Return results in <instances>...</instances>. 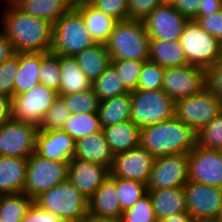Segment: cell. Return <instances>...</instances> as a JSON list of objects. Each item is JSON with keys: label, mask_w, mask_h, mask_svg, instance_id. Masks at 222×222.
Instances as JSON below:
<instances>
[{"label": "cell", "mask_w": 222, "mask_h": 222, "mask_svg": "<svg viewBox=\"0 0 222 222\" xmlns=\"http://www.w3.org/2000/svg\"><path fill=\"white\" fill-rule=\"evenodd\" d=\"M2 31L16 53L50 52L53 24L45 19L23 13L15 5L6 6L1 12Z\"/></svg>", "instance_id": "1"}, {"label": "cell", "mask_w": 222, "mask_h": 222, "mask_svg": "<svg viewBox=\"0 0 222 222\" xmlns=\"http://www.w3.org/2000/svg\"><path fill=\"white\" fill-rule=\"evenodd\" d=\"M196 144V133L176 116L140 129V146L155 158L188 154Z\"/></svg>", "instance_id": "2"}, {"label": "cell", "mask_w": 222, "mask_h": 222, "mask_svg": "<svg viewBox=\"0 0 222 222\" xmlns=\"http://www.w3.org/2000/svg\"><path fill=\"white\" fill-rule=\"evenodd\" d=\"M149 36L143 21H118L110 33L106 48L111 60L149 59Z\"/></svg>", "instance_id": "3"}, {"label": "cell", "mask_w": 222, "mask_h": 222, "mask_svg": "<svg viewBox=\"0 0 222 222\" xmlns=\"http://www.w3.org/2000/svg\"><path fill=\"white\" fill-rule=\"evenodd\" d=\"M33 202L64 222L79 221L88 215V199L68 179L40 193Z\"/></svg>", "instance_id": "4"}, {"label": "cell", "mask_w": 222, "mask_h": 222, "mask_svg": "<svg viewBox=\"0 0 222 222\" xmlns=\"http://www.w3.org/2000/svg\"><path fill=\"white\" fill-rule=\"evenodd\" d=\"M95 44L84 19L75 8H71L53 24L51 52L57 55L75 57Z\"/></svg>", "instance_id": "5"}, {"label": "cell", "mask_w": 222, "mask_h": 222, "mask_svg": "<svg viewBox=\"0 0 222 222\" xmlns=\"http://www.w3.org/2000/svg\"><path fill=\"white\" fill-rule=\"evenodd\" d=\"M130 94V121L140 128L175 116V101L162 89L153 91L136 89Z\"/></svg>", "instance_id": "6"}, {"label": "cell", "mask_w": 222, "mask_h": 222, "mask_svg": "<svg viewBox=\"0 0 222 222\" xmlns=\"http://www.w3.org/2000/svg\"><path fill=\"white\" fill-rule=\"evenodd\" d=\"M187 63L208 69L222 61V46L194 20H189L179 39Z\"/></svg>", "instance_id": "7"}, {"label": "cell", "mask_w": 222, "mask_h": 222, "mask_svg": "<svg viewBox=\"0 0 222 222\" xmlns=\"http://www.w3.org/2000/svg\"><path fill=\"white\" fill-rule=\"evenodd\" d=\"M69 162L49 160L34 152L27 159V171L23 193L34 199L68 179Z\"/></svg>", "instance_id": "8"}, {"label": "cell", "mask_w": 222, "mask_h": 222, "mask_svg": "<svg viewBox=\"0 0 222 222\" xmlns=\"http://www.w3.org/2000/svg\"><path fill=\"white\" fill-rule=\"evenodd\" d=\"M222 111V100L207 87L200 93L175 101V116L195 133Z\"/></svg>", "instance_id": "9"}, {"label": "cell", "mask_w": 222, "mask_h": 222, "mask_svg": "<svg viewBox=\"0 0 222 222\" xmlns=\"http://www.w3.org/2000/svg\"><path fill=\"white\" fill-rule=\"evenodd\" d=\"M58 96L57 91L41 83L37 84L31 90L12 97L11 118L39 127L46 112Z\"/></svg>", "instance_id": "10"}, {"label": "cell", "mask_w": 222, "mask_h": 222, "mask_svg": "<svg viewBox=\"0 0 222 222\" xmlns=\"http://www.w3.org/2000/svg\"><path fill=\"white\" fill-rule=\"evenodd\" d=\"M39 127L8 119L0 125V156L28 159L36 150Z\"/></svg>", "instance_id": "11"}, {"label": "cell", "mask_w": 222, "mask_h": 222, "mask_svg": "<svg viewBox=\"0 0 222 222\" xmlns=\"http://www.w3.org/2000/svg\"><path fill=\"white\" fill-rule=\"evenodd\" d=\"M206 88V69L195 65L167 67L162 90L174 101L200 93Z\"/></svg>", "instance_id": "12"}, {"label": "cell", "mask_w": 222, "mask_h": 222, "mask_svg": "<svg viewBox=\"0 0 222 222\" xmlns=\"http://www.w3.org/2000/svg\"><path fill=\"white\" fill-rule=\"evenodd\" d=\"M184 190L187 212L195 222L217 219L222 206V188L188 181Z\"/></svg>", "instance_id": "13"}, {"label": "cell", "mask_w": 222, "mask_h": 222, "mask_svg": "<svg viewBox=\"0 0 222 222\" xmlns=\"http://www.w3.org/2000/svg\"><path fill=\"white\" fill-rule=\"evenodd\" d=\"M189 181L222 188V150L199 145L188 153Z\"/></svg>", "instance_id": "14"}, {"label": "cell", "mask_w": 222, "mask_h": 222, "mask_svg": "<svg viewBox=\"0 0 222 222\" xmlns=\"http://www.w3.org/2000/svg\"><path fill=\"white\" fill-rule=\"evenodd\" d=\"M189 181L188 154L156 157L147 190L184 186Z\"/></svg>", "instance_id": "15"}, {"label": "cell", "mask_w": 222, "mask_h": 222, "mask_svg": "<svg viewBox=\"0 0 222 222\" xmlns=\"http://www.w3.org/2000/svg\"><path fill=\"white\" fill-rule=\"evenodd\" d=\"M189 20L171 5H159L144 20L150 40L179 41Z\"/></svg>", "instance_id": "16"}, {"label": "cell", "mask_w": 222, "mask_h": 222, "mask_svg": "<svg viewBox=\"0 0 222 222\" xmlns=\"http://www.w3.org/2000/svg\"><path fill=\"white\" fill-rule=\"evenodd\" d=\"M155 157L138 146L114 155L110 174L114 177L131 179L148 184Z\"/></svg>", "instance_id": "17"}, {"label": "cell", "mask_w": 222, "mask_h": 222, "mask_svg": "<svg viewBox=\"0 0 222 222\" xmlns=\"http://www.w3.org/2000/svg\"><path fill=\"white\" fill-rule=\"evenodd\" d=\"M110 170L99 164L72 158L68 165V180L89 199L109 176Z\"/></svg>", "instance_id": "18"}, {"label": "cell", "mask_w": 222, "mask_h": 222, "mask_svg": "<svg viewBox=\"0 0 222 222\" xmlns=\"http://www.w3.org/2000/svg\"><path fill=\"white\" fill-rule=\"evenodd\" d=\"M76 141L65 131L39 130L35 152L49 160L69 162L75 154Z\"/></svg>", "instance_id": "19"}, {"label": "cell", "mask_w": 222, "mask_h": 222, "mask_svg": "<svg viewBox=\"0 0 222 222\" xmlns=\"http://www.w3.org/2000/svg\"><path fill=\"white\" fill-rule=\"evenodd\" d=\"M73 158L103 165L110 170L114 155L101 130L100 132L89 134L78 139L75 143V154Z\"/></svg>", "instance_id": "20"}, {"label": "cell", "mask_w": 222, "mask_h": 222, "mask_svg": "<svg viewBox=\"0 0 222 222\" xmlns=\"http://www.w3.org/2000/svg\"><path fill=\"white\" fill-rule=\"evenodd\" d=\"M88 214L99 217H122L123 211L116 193V177L109 174L88 199Z\"/></svg>", "instance_id": "21"}, {"label": "cell", "mask_w": 222, "mask_h": 222, "mask_svg": "<svg viewBox=\"0 0 222 222\" xmlns=\"http://www.w3.org/2000/svg\"><path fill=\"white\" fill-rule=\"evenodd\" d=\"M147 191L157 220L187 212L184 186Z\"/></svg>", "instance_id": "22"}, {"label": "cell", "mask_w": 222, "mask_h": 222, "mask_svg": "<svg viewBox=\"0 0 222 222\" xmlns=\"http://www.w3.org/2000/svg\"><path fill=\"white\" fill-rule=\"evenodd\" d=\"M27 159L0 156V195L23 193Z\"/></svg>", "instance_id": "23"}, {"label": "cell", "mask_w": 222, "mask_h": 222, "mask_svg": "<svg viewBox=\"0 0 222 222\" xmlns=\"http://www.w3.org/2000/svg\"><path fill=\"white\" fill-rule=\"evenodd\" d=\"M140 127L132 121L103 127L102 131L113 155L140 146Z\"/></svg>", "instance_id": "24"}, {"label": "cell", "mask_w": 222, "mask_h": 222, "mask_svg": "<svg viewBox=\"0 0 222 222\" xmlns=\"http://www.w3.org/2000/svg\"><path fill=\"white\" fill-rule=\"evenodd\" d=\"M59 67L61 80L58 95L75 94L92 88L75 57L59 55Z\"/></svg>", "instance_id": "25"}, {"label": "cell", "mask_w": 222, "mask_h": 222, "mask_svg": "<svg viewBox=\"0 0 222 222\" xmlns=\"http://www.w3.org/2000/svg\"><path fill=\"white\" fill-rule=\"evenodd\" d=\"M75 9L84 19L86 28L93 40L99 44H106L118 20L105 14L92 4L82 5Z\"/></svg>", "instance_id": "26"}, {"label": "cell", "mask_w": 222, "mask_h": 222, "mask_svg": "<svg viewBox=\"0 0 222 222\" xmlns=\"http://www.w3.org/2000/svg\"><path fill=\"white\" fill-rule=\"evenodd\" d=\"M15 6L27 15L45 19L52 24L72 8L70 0H19Z\"/></svg>", "instance_id": "27"}, {"label": "cell", "mask_w": 222, "mask_h": 222, "mask_svg": "<svg viewBox=\"0 0 222 222\" xmlns=\"http://www.w3.org/2000/svg\"><path fill=\"white\" fill-rule=\"evenodd\" d=\"M75 58L91 83L111 65V57L105 44L96 43L77 54Z\"/></svg>", "instance_id": "28"}, {"label": "cell", "mask_w": 222, "mask_h": 222, "mask_svg": "<svg viewBox=\"0 0 222 222\" xmlns=\"http://www.w3.org/2000/svg\"><path fill=\"white\" fill-rule=\"evenodd\" d=\"M41 52L19 53V71L14 78V95L22 94L40 84Z\"/></svg>", "instance_id": "29"}, {"label": "cell", "mask_w": 222, "mask_h": 222, "mask_svg": "<svg viewBox=\"0 0 222 222\" xmlns=\"http://www.w3.org/2000/svg\"><path fill=\"white\" fill-rule=\"evenodd\" d=\"M164 68L189 65L179 41L149 40V59Z\"/></svg>", "instance_id": "30"}, {"label": "cell", "mask_w": 222, "mask_h": 222, "mask_svg": "<svg viewBox=\"0 0 222 222\" xmlns=\"http://www.w3.org/2000/svg\"><path fill=\"white\" fill-rule=\"evenodd\" d=\"M130 92L100 101L98 115L101 127H108L130 120Z\"/></svg>", "instance_id": "31"}, {"label": "cell", "mask_w": 222, "mask_h": 222, "mask_svg": "<svg viewBox=\"0 0 222 222\" xmlns=\"http://www.w3.org/2000/svg\"><path fill=\"white\" fill-rule=\"evenodd\" d=\"M62 130L69 134L75 141L86 135L100 132L102 127L98 112L71 114L65 121Z\"/></svg>", "instance_id": "32"}, {"label": "cell", "mask_w": 222, "mask_h": 222, "mask_svg": "<svg viewBox=\"0 0 222 222\" xmlns=\"http://www.w3.org/2000/svg\"><path fill=\"white\" fill-rule=\"evenodd\" d=\"M32 203L24 193L0 195V217L5 222H21Z\"/></svg>", "instance_id": "33"}, {"label": "cell", "mask_w": 222, "mask_h": 222, "mask_svg": "<svg viewBox=\"0 0 222 222\" xmlns=\"http://www.w3.org/2000/svg\"><path fill=\"white\" fill-rule=\"evenodd\" d=\"M92 89L100 101L120 96L129 91L123 86L115 68L109 65L105 71L92 83Z\"/></svg>", "instance_id": "34"}, {"label": "cell", "mask_w": 222, "mask_h": 222, "mask_svg": "<svg viewBox=\"0 0 222 222\" xmlns=\"http://www.w3.org/2000/svg\"><path fill=\"white\" fill-rule=\"evenodd\" d=\"M147 192V185L142 182L116 177V193L123 212L145 196Z\"/></svg>", "instance_id": "35"}, {"label": "cell", "mask_w": 222, "mask_h": 222, "mask_svg": "<svg viewBox=\"0 0 222 222\" xmlns=\"http://www.w3.org/2000/svg\"><path fill=\"white\" fill-rule=\"evenodd\" d=\"M59 96L63 99L71 114L98 112L100 100L92 88L75 94Z\"/></svg>", "instance_id": "36"}, {"label": "cell", "mask_w": 222, "mask_h": 222, "mask_svg": "<svg viewBox=\"0 0 222 222\" xmlns=\"http://www.w3.org/2000/svg\"><path fill=\"white\" fill-rule=\"evenodd\" d=\"M40 83L59 92L60 67L59 55L53 52H41V66L39 70Z\"/></svg>", "instance_id": "37"}, {"label": "cell", "mask_w": 222, "mask_h": 222, "mask_svg": "<svg viewBox=\"0 0 222 222\" xmlns=\"http://www.w3.org/2000/svg\"><path fill=\"white\" fill-rule=\"evenodd\" d=\"M196 142L205 149L222 150V111L196 133Z\"/></svg>", "instance_id": "38"}, {"label": "cell", "mask_w": 222, "mask_h": 222, "mask_svg": "<svg viewBox=\"0 0 222 222\" xmlns=\"http://www.w3.org/2000/svg\"><path fill=\"white\" fill-rule=\"evenodd\" d=\"M143 63L138 60H111V65L129 92L137 89Z\"/></svg>", "instance_id": "39"}, {"label": "cell", "mask_w": 222, "mask_h": 222, "mask_svg": "<svg viewBox=\"0 0 222 222\" xmlns=\"http://www.w3.org/2000/svg\"><path fill=\"white\" fill-rule=\"evenodd\" d=\"M165 68L150 60L144 61L137 89L153 91L163 86Z\"/></svg>", "instance_id": "40"}, {"label": "cell", "mask_w": 222, "mask_h": 222, "mask_svg": "<svg viewBox=\"0 0 222 222\" xmlns=\"http://www.w3.org/2000/svg\"><path fill=\"white\" fill-rule=\"evenodd\" d=\"M71 116L70 111L66 107L63 99L58 98L52 103L51 107L46 112L39 130L51 131L60 130L63 128L65 121Z\"/></svg>", "instance_id": "41"}, {"label": "cell", "mask_w": 222, "mask_h": 222, "mask_svg": "<svg viewBox=\"0 0 222 222\" xmlns=\"http://www.w3.org/2000/svg\"><path fill=\"white\" fill-rule=\"evenodd\" d=\"M123 222H157L152 202L147 193L122 214Z\"/></svg>", "instance_id": "42"}, {"label": "cell", "mask_w": 222, "mask_h": 222, "mask_svg": "<svg viewBox=\"0 0 222 222\" xmlns=\"http://www.w3.org/2000/svg\"><path fill=\"white\" fill-rule=\"evenodd\" d=\"M19 71V53L0 64V93L12 99L14 96V78Z\"/></svg>", "instance_id": "43"}, {"label": "cell", "mask_w": 222, "mask_h": 222, "mask_svg": "<svg viewBox=\"0 0 222 222\" xmlns=\"http://www.w3.org/2000/svg\"><path fill=\"white\" fill-rule=\"evenodd\" d=\"M92 5L118 21L128 19L127 0H95Z\"/></svg>", "instance_id": "44"}, {"label": "cell", "mask_w": 222, "mask_h": 222, "mask_svg": "<svg viewBox=\"0 0 222 222\" xmlns=\"http://www.w3.org/2000/svg\"><path fill=\"white\" fill-rule=\"evenodd\" d=\"M128 19L143 21L156 7L160 0H127Z\"/></svg>", "instance_id": "45"}, {"label": "cell", "mask_w": 222, "mask_h": 222, "mask_svg": "<svg viewBox=\"0 0 222 222\" xmlns=\"http://www.w3.org/2000/svg\"><path fill=\"white\" fill-rule=\"evenodd\" d=\"M206 87L222 100V61L206 69Z\"/></svg>", "instance_id": "46"}, {"label": "cell", "mask_w": 222, "mask_h": 222, "mask_svg": "<svg viewBox=\"0 0 222 222\" xmlns=\"http://www.w3.org/2000/svg\"><path fill=\"white\" fill-rule=\"evenodd\" d=\"M21 222H64L58 216L38 207L34 202L26 211Z\"/></svg>", "instance_id": "47"}, {"label": "cell", "mask_w": 222, "mask_h": 222, "mask_svg": "<svg viewBox=\"0 0 222 222\" xmlns=\"http://www.w3.org/2000/svg\"><path fill=\"white\" fill-rule=\"evenodd\" d=\"M196 22L210 35L216 37L221 33L222 10L212 13L211 15L199 17Z\"/></svg>", "instance_id": "48"}, {"label": "cell", "mask_w": 222, "mask_h": 222, "mask_svg": "<svg viewBox=\"0 0 222 222\" xmlns=\"http://www.w3.org/2000/svg\"><path fill=\"white\" fill-rule=\"evenodd\" d=\"M201 0H176L174 8L188 20H193L199 12Z\"/></svg>", "instance_id": "49"}, {"label": "cell", "mask_w": 222, "mask_h": 222, "mask_svg": "<svg viewBox=\"0 0 222 222\" xmlns=\"http://www.w3.org/2000/svg\"><path fill=\"white\" fill-rule=\"evenodd\" d=\"M220 10H222V0H201L198 15L193 20L196 21L199 17L211 15Z\"/></svg>", "instance_id": "50"}, {"label": "cell", "mask_w": 222, "mask_h": 222, "mask_svg": "<svg viewBox=\"0 0 222 222\" xmlns=\"http://www.w3.org/2000/svg\"><path fill=\"white\" fill-rule=\"evenodd\" d=\"M16 54L11 42L7 39L3 31L0 30V64L10 59Z\"/></svg>", "instance_id": "51"}, {"label": "cell", "mask_w": 222, "mask_h": 222, "mask_svg": "<svg viewBox=\"0 0 222 222\" xmlns=\"http://www.w3.org/2000/svg\"><path fill=\"white\" fill-rule=\"evenodd\" d=\"M11 118V98L0 93V125Z\"/></svg>", "instance_id": "52"}, {"label": "cell", "mask_w": 222, "mask_h": 222, "mask_svg": "<svg viewBox=\"0 0 222 222\" xmlns=\"http://www.w3.org/2000/svg\"><path fill=\"white\" fill-rule=\"evenodd\" d=\"M157 222H195L188 212L173 214L170 217L163 218Z\"/></svg>", "instance_id": "53"}, {"label": "cell", "mask_w": 222, "mask_h": 222, "mask_svg": "<svg viewBox=\"0 0 222 222\" xmlns=\"http://www.w3.org/2000/svg\"><path fill=\"white\" fill-rule=\"evenodd\" d=\"M85 222H123L122 217L115 218V217H99V216H92L87 215L84 218Z\"/></svg>", "instance_id": "54"}, {"label": "cell", "mask_w": 222, "mask_h": 222, "mask_svg": "<svg viewBox=\"0 0 222 222\" xmlns=\"http://www.w3.org/2000/svg\"><path fill=\"white\" fill-rule=\"evenodd\" d=\"M95 0H70L72 8H77L82 5L92 4Z\"/></svg>", "instance_id": "55"}, {"label": "cell", "mask_w": 222, "mask_h": 222, "mask_svg": "<svg viewBox=\"0 0 222 222\" xmlns=\"http://www.w3.org/2000/svg\"><path fill=\"white\" fill-rule=\"evenodd\" d=\"M176 3V0H160L161 5H171L174 6Z\"/></svg>", "instance_id": "56"}, {"label": "cell", "mask_w": 222, "mask_h": 222, "mask_svg": "<svg viewBox=\"0 0 222 222\" xmlns=\"http://www.w3.org/2000/svg\"><path fill=\"white\" fill-rule=\"evenodd\" d=\"M3 1L4 2L7 1L5 3L7 4V6H9V5H15L19 0H3Z\"/></svg>", "instance_id": "57"}, {"label": "cell", "mask_w": 222, "mask_h": 222, "mask_svg": "<svg viewBox=\"0 0 222 222\" xmlns=\"http://www.w3.org/2000/svg\"><path fill=\"white\" fill-rule=\"evenodd\" d=\"M216 38H217L219 44L222 46V26H221V33H218Z\"/></svg>", "instance_id": "58"}, {"label": "cell", "mask_w": 222, "mask_h": 222, "mask_svg": "<svg viewBox=\"0 0 222 222\" xmlns=\"http://www.w3.org/2000/svg\"><path fill=\"white\" fill-rule=\"evenodd\" d=\"M216 221L222 222V206H221V209H220V212L218 214V217H217Z\"/></svg>", "instance_id": "59"}, {"label": "cell", "mask_w": 222, "mask_h": 222, "mask_svg": "<svg viewBox=\"0 0 222 222\" xmlns=\"http://www.w3.org/2000/svg\"><path fill=\"white\" fill-rule=\"evenodd\" d=\"M196 222H218L216 220H207V221H196Z\"/></svg>", "instance_id": "60"}, {"label": "cell", "mask_w": 222, "mask_h": 222, "mask_svg": "<svg viewBox=\"0 0 222 222\" xmlns=\"http://www.w3.org/2000/svg\"><path fill=\"white\" fill-rule=\"evenodd\" d=\"M68 222H85L84 219L79 220V221H68Z\"/></svg>", "instance_id": "61"}]
</instances>
